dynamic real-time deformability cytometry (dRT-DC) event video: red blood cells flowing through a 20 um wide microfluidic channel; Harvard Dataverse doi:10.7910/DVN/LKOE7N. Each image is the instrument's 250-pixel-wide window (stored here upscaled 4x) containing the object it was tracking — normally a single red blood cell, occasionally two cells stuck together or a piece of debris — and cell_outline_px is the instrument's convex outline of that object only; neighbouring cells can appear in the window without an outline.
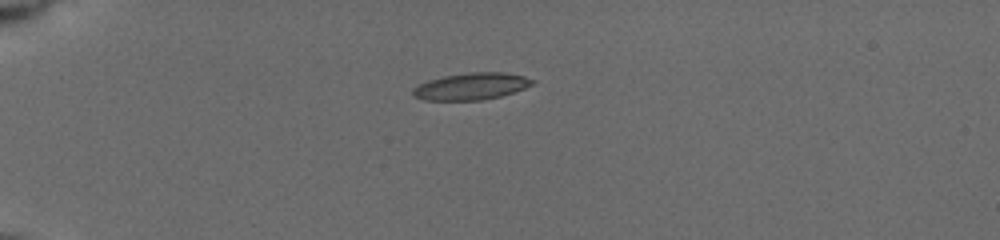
{"species": "common noctule bat (a hibernating species)", "species_latin": "Nyctalus noctula", "temperature_condition": "cold", "stored_images_in_passage": 37, "camera_frame_rate_fps": 3000, "um_per_image_px": 0.085, "animal": {"sex": "female", "body_mass_g": 19.5, "forearm_length_mm": 54.1}, "frame": {"image": 1, "passage_image": 1, "time_ms": 0.0, "image_size_px": [1000, 240], "cell_outline_px": [[536, 84], [500, 96], [484, 100], [424, 100], [412, 96], [412, 88], [428, 80], [444, 76], [468, 72], [504, 72], [524, 76], [536, 80]], "centroid_in_image_um": [40.07, 7.33], "position_along_channel_um": 44.9, "area_um2": 18.84}}
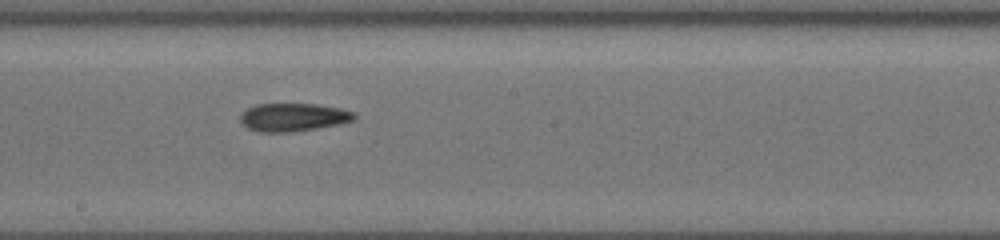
{"frame": {"image": 2, "passage_image": 16, "time_ms": 5.667, "image_size_px": [1000, 240], "cell_outline_px": [[356, 116], [352, 120], [336, 124], [316, 128], [292, 132], [256, 132], [248, 128], [240, 120], [240, 116], [248, 108], [256, 104], [316, 104], [340, 108], [356, 112]], "centroid_in_image_um": [24.91, 9.96], "position_along_channel_um": 223.3, "area_um2": 18.5}}
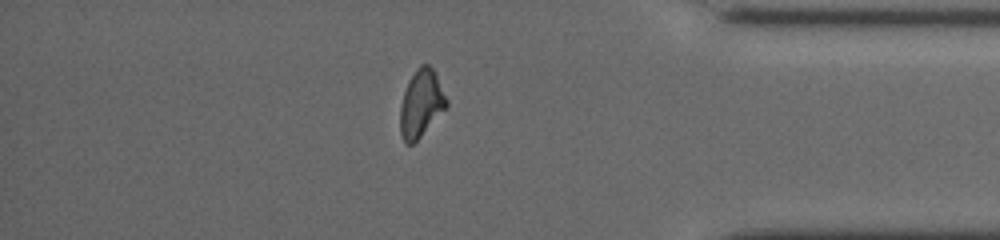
{"frame": {"image": 3, "passage_image": 30, "time_ms": 10.667, "image_size_px": [1000, 240], "cell_outline_px": [[448, 104], [420, 136], [412, 144], [408, 144], [404, 140], [400, 132], [400, 108], [404, 92], [408, 80], [416, 68], [420, 64], [428, 64], [436, 72], [448, 100]], "centroid_in_image_um": [35.79, 8.73], "position_along_channel_um": 399.4, "area_um2": 17.92}, "authors_computed_cell_mechanics": {"area_um2": 18.1492, "velocity_mm_per_s": 3.9121, "shape_relaxation_time_tau1_ms": 10.4855, "shape_relaxation_time_tau2_ms": 4.1079, "deformation_change_tau1": 0.2455, "deformation_change_tau2": 0.1011}}